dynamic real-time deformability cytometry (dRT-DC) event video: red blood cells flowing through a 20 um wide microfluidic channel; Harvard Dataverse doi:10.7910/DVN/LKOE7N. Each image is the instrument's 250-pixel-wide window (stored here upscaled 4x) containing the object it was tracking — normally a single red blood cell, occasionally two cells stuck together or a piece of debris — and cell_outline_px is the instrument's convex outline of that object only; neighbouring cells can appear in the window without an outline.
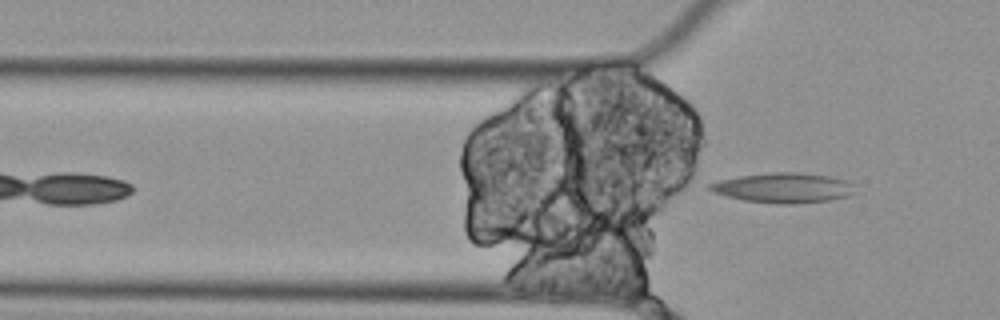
{"species": "Egyptian fruit bat (a non-hibernating species)", "species_latin": "Rousettus aegyptiacus", "temperature_condition": "cold", "stored_images_in_passage": 6, "camera_frame_rate_fps": 3000, "um_per_image_px": 0.085, "animal": {"sex": "female"}, "frame": {"image": 1, "passage_image": 6, "time_ms": 1.667, "image_size_px": [1000, 320], "cell_outline_px": [[856, 192], [848, 196], [828, 200], [792, 204], [780, 204], [744, 200], [712, 192], [708, 188], [708, 184], [720, 180], [736, 176], [772, 172], [796, 172], [828, 176], [848, 180], [852, 184]], "centroid_in_image_um": [66.59, 15.96], "position_along_channel_um": 59.2, "area_um2": 25.32}}